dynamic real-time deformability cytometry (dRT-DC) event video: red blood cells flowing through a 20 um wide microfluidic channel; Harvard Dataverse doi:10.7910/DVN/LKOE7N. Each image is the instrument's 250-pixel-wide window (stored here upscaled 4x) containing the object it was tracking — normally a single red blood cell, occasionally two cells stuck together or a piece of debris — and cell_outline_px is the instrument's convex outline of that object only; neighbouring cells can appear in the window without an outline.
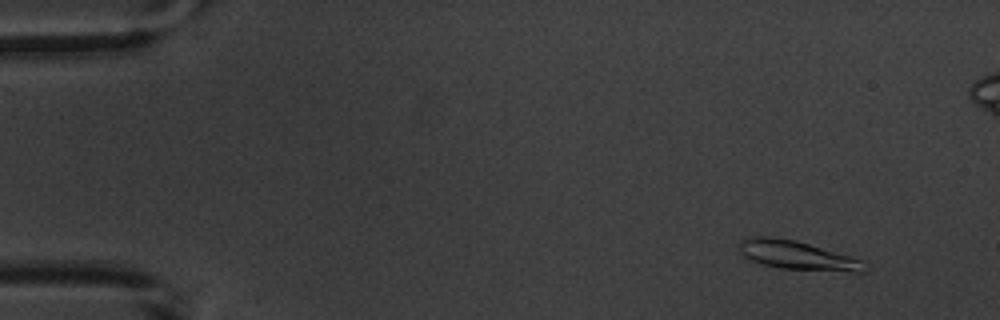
{"species": "common noctule bat (a hibernating species)", "species_latin": "Nyctalus noctula", "temperature_condition": "warm", "stored_images_in_passage": 4, "camera_frame_rate_fps": 3000, "um_per_image_px": 0.085, "animal": {"sex": "male", "body_mass_g": 20.1, "forearm_length_mm": 53.5}, "frame": {"image": 1, "passage_image": 2, "time_ms": 1.333, "image_size_px": [1000, 320], "cell_outline_px": [[868, 268], [864, 272], [852, 272], [780, 268], [760, 264], [744, 256], [740, 252], [740, 240], [744, 236], [772, 236], [796, 240], [864, 260]], "centroid_in_image_um": [67.77, 21.69], "position_along_channel_um": 17.2, "area_um2": 21.33}}